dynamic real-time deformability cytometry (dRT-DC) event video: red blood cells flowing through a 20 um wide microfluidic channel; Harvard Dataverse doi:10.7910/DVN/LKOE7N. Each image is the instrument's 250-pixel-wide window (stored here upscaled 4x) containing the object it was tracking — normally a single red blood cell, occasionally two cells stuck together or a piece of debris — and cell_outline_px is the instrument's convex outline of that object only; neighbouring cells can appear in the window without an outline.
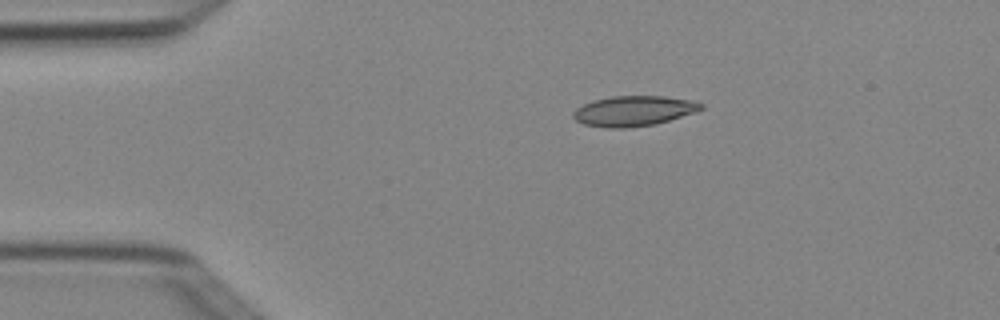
{"species": "Egyptian fruit bat (a non-hibernating species)", "species_latin": "Rousettus aegyptiacus", "temperature_condition": "cold", "stored_images_in_passage": 3, "camera_frame_rate_fps": 3000, "um_per_image_px": 0.085, "animal": {"sex": "female"}, "frame": {"image": 1, "passage_image": 2, "time_ms": 0.333, "image_size_px": [1000, 320], "cell_outline_px": [[704, 108], [696, 112], [656, 124], [628, 128], [608, 128], [584, 124], [576, 120], [572, 116], [572, 112], [576, 108], [592, 100], [612, 96], [664, 96], [692, 100], [704, 104]], "centroid_in_image_um": [53.87, 9.43], "position_along_channel_um": 31.1, "area_um2": 22.66}}